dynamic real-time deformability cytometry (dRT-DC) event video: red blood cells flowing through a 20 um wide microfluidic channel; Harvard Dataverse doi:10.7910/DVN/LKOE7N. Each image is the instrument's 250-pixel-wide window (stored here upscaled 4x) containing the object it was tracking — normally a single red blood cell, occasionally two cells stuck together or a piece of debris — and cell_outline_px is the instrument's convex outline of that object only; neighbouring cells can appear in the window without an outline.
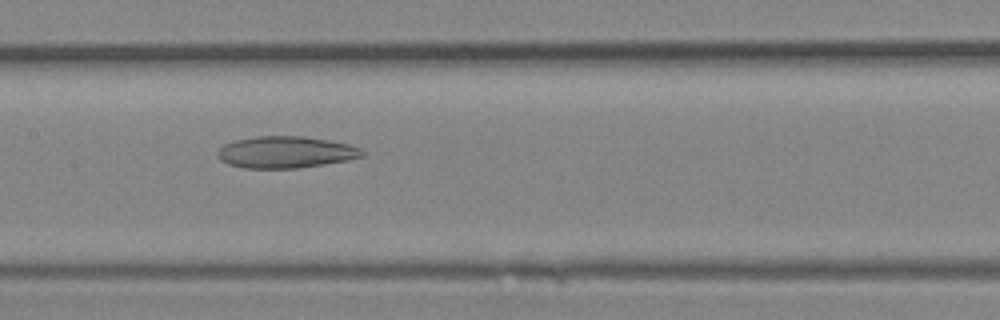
{"species": "Egyptian fruit bat (a non-hibernating species)", "species_latin": "Rousettus aegyptiacus", "temperature_condition": "room temperature", "stored_images_in_passage": 19, "camera_frame_rate_fps": 3000, "um_per_image_px": 0.085, "animal": {"sex": "female"}, "frame": {"image": 1, "passage_image": 14, "time_ms": 4.333, "image_size_px": [1000, 320], "cell_outline_px": [[364, 156], [348, 160], [300, 168], [244, 168], [228, 164], [220, 160], [216, 152], [224, 144], [236, 140], [256, 136], [304, 136], [328, 140], [348, 144], [360, 148], [364, 152]], "centroid_in_image_um": [24.28, 12.93], "position_along_channel_um": 183.1, "area_um2": 26.76}}
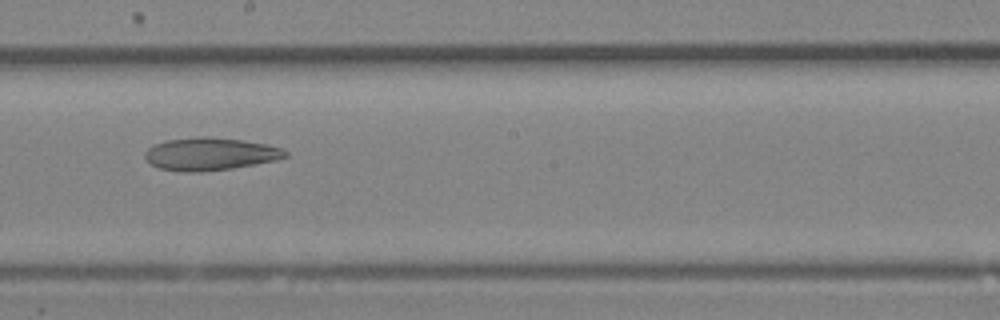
{"frame": {"image": 2, "passage_image": 16, "time_ms": 5.0, "image_size_px": [1000, 320], "cell_outline_px": [[288, 156], [276, 160], [256, 164], [232, 168], [200, 172], [184, 172], [160, 168], [152, 164], [144, 156], [144, 152], [148, 148], [156, 144], [168, 140], [200, 136], [204, 136], [244, 140], [268, 144], [280, 148], [288, 152]], "centroid_in_image_um": [17.89, 13.08], "position_along_channel_um": 230.3, "area_um2": 26.65}}
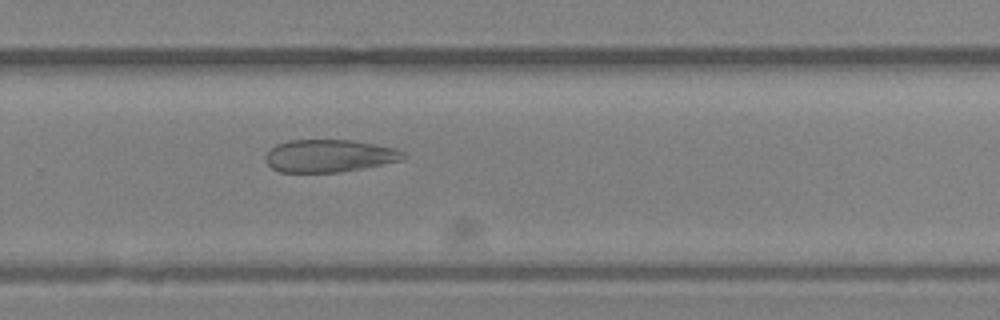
{"frame": {"image": 3, "passage_image": 19, "time_ms": 6.0, "image_size_px": [1000, 320], "cell_outline_px": [[408, 156], [404, 160], [364, 168], [340, 172], [280, 172], [272, 168], [264, 160], [264, 156], [276, 144], [288, 140], [352, 140], [376, 144], [396, 148], [404, 152]], "centroid_in_image_um": [28.02, 13.24], "position_along_channel_um": 301.8, "area_um2": 26.41}}